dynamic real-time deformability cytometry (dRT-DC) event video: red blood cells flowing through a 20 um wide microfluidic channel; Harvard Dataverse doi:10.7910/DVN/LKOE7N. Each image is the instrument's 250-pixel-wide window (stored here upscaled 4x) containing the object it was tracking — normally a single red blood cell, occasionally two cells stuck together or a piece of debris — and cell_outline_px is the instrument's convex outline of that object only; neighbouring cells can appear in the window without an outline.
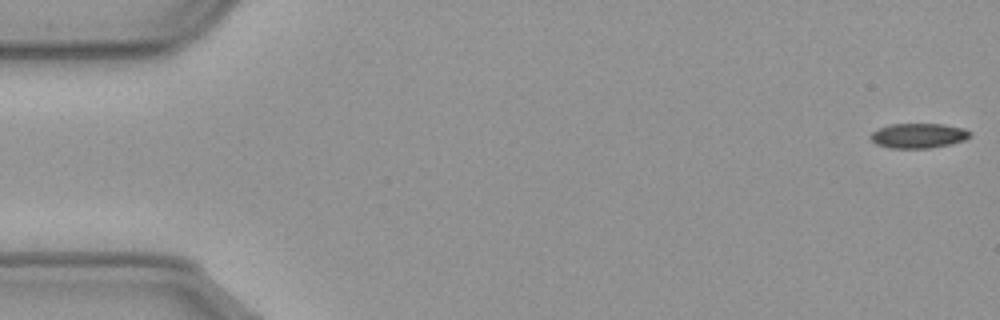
{"species": "common noctule bat (a hibernating species)", "species_latin": "Nyctalus noctula", "temperature_condition": "cold", "stored_images_in_passage": 57, "camera_frame_rate_fps": 3000, "um_per_image_px": 0.085, "animal": {"sex": "male", "body_mass_g": 23.1, "forearm_length_mm": 52.7}, "frame": {"image": 1, "passage_image": 1, "time_ms": 0.0, "image_size_px": [1000, 320], "cell_outline_px": [[972, 136], [964, 140], [952, 144], [928, 148], [888, 148], [876, 144], [868, 136], [876, 128], [888, 124], [944, 124], [964, 128], [972, 132]], "centroid_in_image_um": [78.05, 11.52], "position_along_channel_um": 6.9, "area_um2": 14.68}}
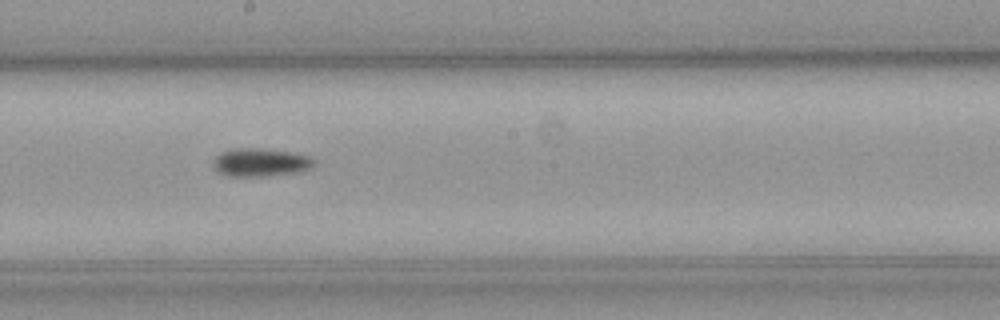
{"frame": {"image": 2, "passage_image": 31, "time_ms": 10.0, "image_size_px": [1000, 320], "cell_outline_px": [[312, 164], [308, 168], [300, 172], [268, 176], [228, 176], [220, 172], [212, 164], [216, 156], [220, 152], [236, 148], [260, 148], [292, 152], [308, 156], [312, 160]], "centroid_in_image_um": [22.1, 13.8], "position_along_channel_um": 226.1, "area_um2": 16.36}}
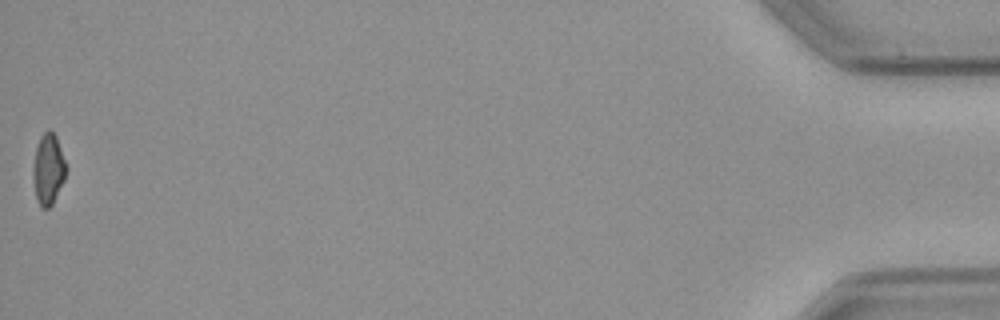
{"frame": {"image": 3, "passage_image": 57, "time_ms": 18.667, "image_size_px": [1000, 320], "cell_outline_px": [[68, 168], [64, 180], [52, 204], [48, 208], [40, 208], [36, 200], [32, 176], [32, 172], [36, 148], [40, 136], [48, 128], [56, 136]], "centroid_in_image_um": [4.1, 14.39], "position_along_channel_um": 431.1, "area_um2": 13.81}, "authors_computed_cell_mechanics": {"area_um2": 15.2014, "velocity_mm_per_s": 3.601, "shape_relaxation_time_tau1_ms": 5.7144, "shape_relaxation_time_tau2_ms": null, "deformation_change_tau1": 0.1049, "deformation_change_tau2": null}}